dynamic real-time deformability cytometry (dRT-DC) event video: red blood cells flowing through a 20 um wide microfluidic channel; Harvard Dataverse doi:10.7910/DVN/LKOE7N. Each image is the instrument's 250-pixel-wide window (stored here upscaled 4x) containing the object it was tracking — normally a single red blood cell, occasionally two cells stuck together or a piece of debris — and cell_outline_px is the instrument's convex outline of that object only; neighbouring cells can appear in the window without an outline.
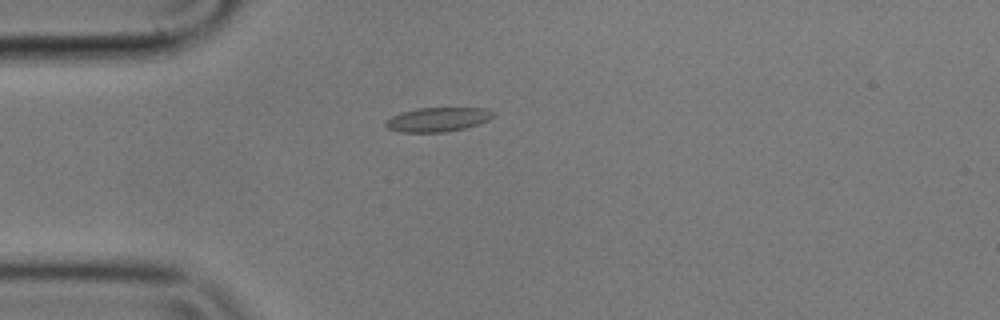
{"species": "common noctule bat (a hibernating species)", "species_latin": "Nyctalus noctula", "temperature_condition": "cold", "stored_images_in_passage": 5, "camera_frame_rate_fps": 3000, "um_per_image_px": 0.085, "animal": {"sex": "male", "body_mass_g": 17.9}, "frame": {"image": 1, "passage_image": 5, "time_ms": 1.333, "image_size_px": [1000, 320], "cell_outline_px": [[496, 116], [488, 120], [464, 128], [444, 132], [400, 132], [388, 128], [384, 124], [392, 116], [400, 112], [416, 108], [488, 108], [496, 112]], "centroid_in_image_um": [37.24, 10.14], "position_along_channel_um": 47.8, "area_um2": 15.2}}